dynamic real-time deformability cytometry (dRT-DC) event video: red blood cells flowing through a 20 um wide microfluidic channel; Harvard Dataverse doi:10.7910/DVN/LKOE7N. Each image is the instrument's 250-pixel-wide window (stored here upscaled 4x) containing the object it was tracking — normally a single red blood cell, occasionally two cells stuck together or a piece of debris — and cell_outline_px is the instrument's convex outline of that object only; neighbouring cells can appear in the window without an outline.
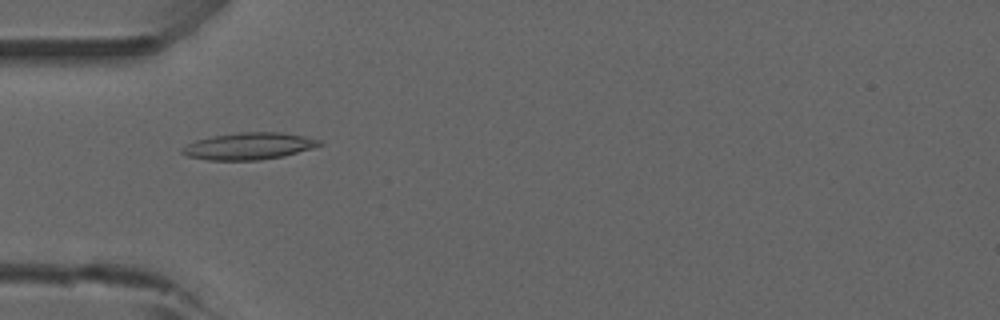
{"species": "common noctule bat (a hibernating species)", "species_latin": "Nyctalus noctula", "temperature_condition": "room temperature", "stored_images_in_passage": 52, "camera_frame_rate_fps": 3000, "um_per_image_px": 0.085, "animal": {"sex": "male", "forearm_length_mm": 52.5}, "frame": {"image": 1, "passage_image": 16, "time_ms": 5.0, "image_size_px": [1000, 320], "cell_outline_px": [[324, 144], [312, 148], [284, 156], [260, 160], [208, 160], [188, 156], [180, 152], [180, 148], [196, 140], [212, 136], [236, 132], [280, 132], [304, 136], [324, 140]], "centroid_in_image_um": [21.18, 12.41], "position_along_channel_um": 63.8, "area_um2": 21.68}}